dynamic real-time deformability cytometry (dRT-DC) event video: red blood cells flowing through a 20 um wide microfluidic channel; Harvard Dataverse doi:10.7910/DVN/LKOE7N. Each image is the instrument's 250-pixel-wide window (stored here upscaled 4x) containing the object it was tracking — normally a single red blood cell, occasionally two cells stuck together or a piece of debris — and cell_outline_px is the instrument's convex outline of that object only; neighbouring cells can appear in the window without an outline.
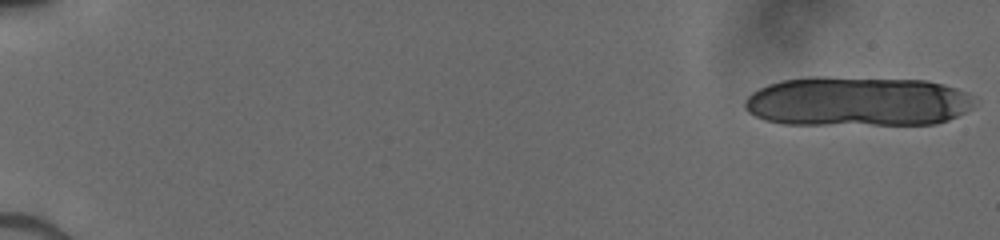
{"species": "human", "species_latin": "Homo sapiens", "temperature_condition": "cold", "stored_images_in_passage": 11, "camera_frame_rate_fps": 3000, "um_per_image_px": 0.085, "donor": {"sex": "male"}, "frame": {"image": 1, "passage_image": 1, "time_ms": 0.0, "image_size_px": [1000, 240], "cell_outline_px": [[972, 108], [948, 120], [936, 124], [784, 124], [764, 120], [748, 112], [744, 108], [744, 100], [752, 92], [768, 84], [780, 80], [812, 76], [824, 76], [928, 80], [944, 84], [968, 92], [972, 96]], "centroid_in_image_um": [72.85, 8.61], "position_along_channel_um": 12.1, "area_um2": 67.22}}